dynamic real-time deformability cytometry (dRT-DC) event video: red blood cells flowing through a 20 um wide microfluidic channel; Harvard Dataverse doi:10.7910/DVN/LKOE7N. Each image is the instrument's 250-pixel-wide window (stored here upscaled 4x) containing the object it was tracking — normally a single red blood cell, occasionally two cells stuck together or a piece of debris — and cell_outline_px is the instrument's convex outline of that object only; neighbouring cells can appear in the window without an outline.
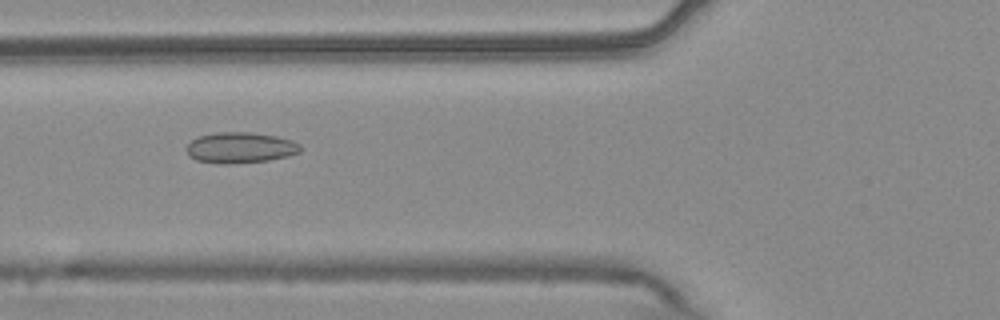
{"species": "common noctule bat (a hibernating species)", "species_latin": "Nyctalus noctula", "temperature_condition": "warm", "stored_images_in_passage": 22, "camera_frame_rate_fps": 3000, "um_per_image_px": 0.085, "animal": {"sex": "male", "body_mass_g": 20.4}, "frame": {"image": 1, "passage_image": 11, "time_ms": 3.333, "image_size_px": [1000, 320], "cell_outline_px": [[300, 152], [288, 156], [268, 160], [228, 164], [224, 164], [196, 160], [188, 156], [184, 148], [192, 140], [200, 136], [216, 132], [252, 132], [276, 136], [292, 140], [300, 144]], "centroid_in_image_um": [20.4, 12.55], "position_along_channel_um": 105.4, "area_um2": 20.52}}